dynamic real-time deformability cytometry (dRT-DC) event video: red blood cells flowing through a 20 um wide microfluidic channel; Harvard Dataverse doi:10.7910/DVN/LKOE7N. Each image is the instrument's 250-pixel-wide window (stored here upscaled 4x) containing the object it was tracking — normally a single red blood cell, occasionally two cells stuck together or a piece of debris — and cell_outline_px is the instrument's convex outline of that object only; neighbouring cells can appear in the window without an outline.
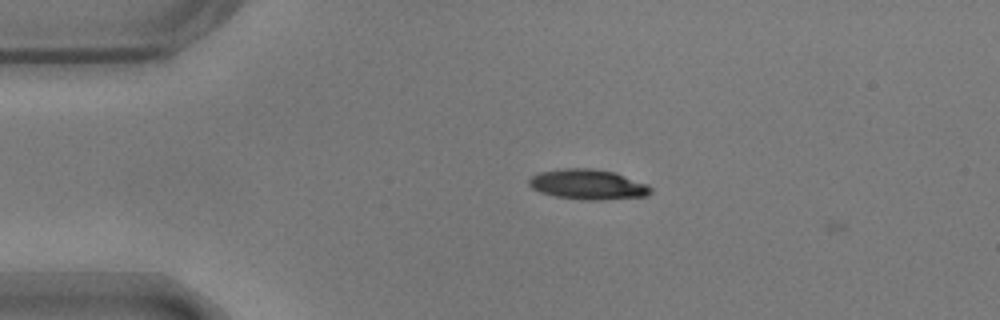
{"species": "common noctule bat (a hibernating species)", "species_latin": "Nyctalus noctula", "temperature_condition": "warm", "stored_images_in_passage": 2, "camera_frame_rate_fps": 3000, "um_per_image_px": 0.085, "animal": {"sex": "male", "body_mass_g": 17.9}, "frame": {"image": 1, "passage_image": 1, "time_ms": 0.0, "image_size_px": [1000, 320], "cell_outline_px": [[652, 192], [648, 196], [600, 200], [584, 200], [556, 196], [540, 192], [532, 188], [528, 184], [528, 180], [532, 176], [540, 172], [564, 168], [592, 168], [616, 172], [648, 184], [652, 188]], "centroid_in_image_um": [50.01, 15.67], "position_along_channel_um": 35.0, "area_um2": 21.56}}